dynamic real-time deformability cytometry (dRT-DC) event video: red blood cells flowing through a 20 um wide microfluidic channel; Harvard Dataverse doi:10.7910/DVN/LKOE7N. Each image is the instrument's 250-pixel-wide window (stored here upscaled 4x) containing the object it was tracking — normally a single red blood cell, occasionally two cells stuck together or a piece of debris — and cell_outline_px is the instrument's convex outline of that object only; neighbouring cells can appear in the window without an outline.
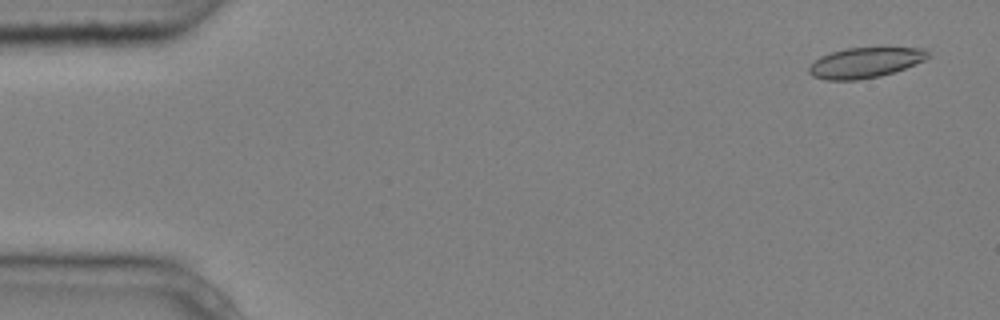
{"species": "common noctule bat (a hibernating species)", "species_latin": "Nyctalus noctula", "temperature_condition": "cold", "stored_images_in_passage": 4, "camera_frame_rate_fps": 3000, "um_per_image_px": 0.085, "animal": {"sex": "male", "body_mass_g": 20.4}, "frame": {"image": 1, "passage_image": 1, "time_ms": 0.0, "image_size_px": [1000, 320], "cell_outline_px": [[932, 56], [924, 60], [904, 68], [880, 76], [856, 80], [824, 80], [812, 76], [808, 72], [808, 68], [820, 56], [832, 52], [848, 48], [928, 48]], "centroid_in_image_um": [73.55, 5.32], "position_along_channel_um": 11.5, "area_um2": 20.92}}
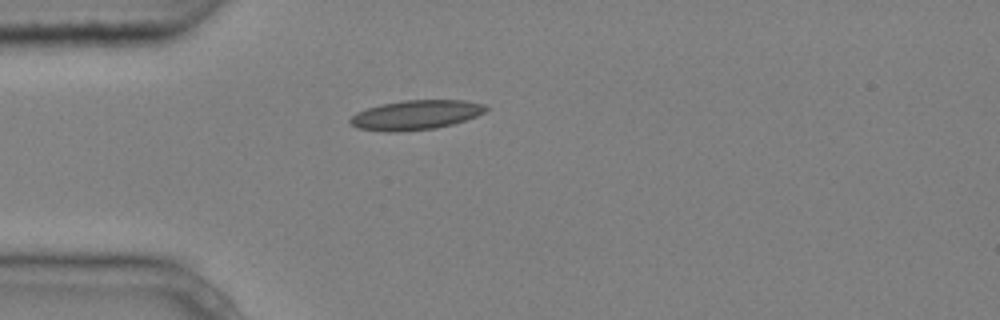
{"frame": {"image": 2, "passage_image": 4, "time_ms": 1.0, "image_size_px": [1000, 320], "cell_outline_px": [[488, 108], [484, 112], [476, 116], [452, 124], [436, 128], [396, 132], [388, 132], [356, 128], [348, 120], [356, 112], [380, 104], [404, 100], [464, 100], [484, 104]], "centroid_in_image_um": [35.32, 9.77], "position_along_channel_um": 49.7, "area_um2": 23.29}}